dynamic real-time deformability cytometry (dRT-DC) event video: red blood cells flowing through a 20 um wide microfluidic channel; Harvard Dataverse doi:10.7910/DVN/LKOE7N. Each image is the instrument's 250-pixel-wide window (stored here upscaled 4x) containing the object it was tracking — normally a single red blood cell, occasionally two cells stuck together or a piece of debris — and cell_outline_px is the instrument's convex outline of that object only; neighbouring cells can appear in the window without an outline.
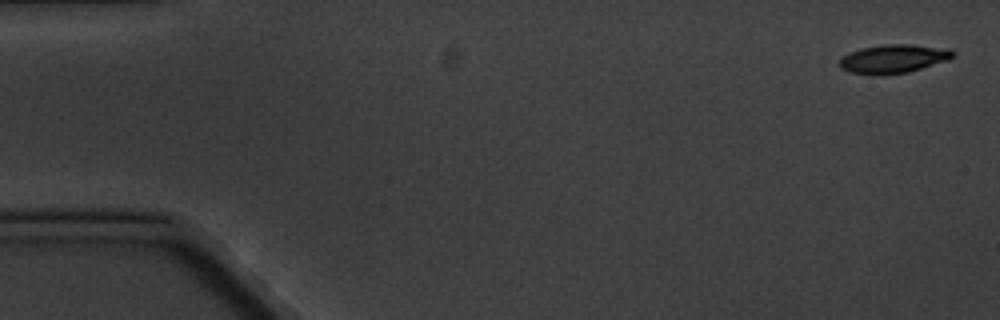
{"species": "common noctule bat (a hibernating species)", "species_latin": "Nyctalus noctula", "temperature_condition": "cold", "stored_images_in_passage": 5, "camera_frame_rate_fps": 3000, "um_per_image_px": 0.085, "animal": {"sex": "male", "body_mass_g": 20.1, "forearm_length_mm": 53.5}, "frame": {"image": 1, "passage_image": 1, "time_ms": 0.0, "image_size_px": [1000, 320], "cell_outline_px": [[956, 52], [948, 60], [908, 72], [848, 72], [840, 68], [840, 60], [844, 56], [852, 52], [864, 48], [888, 44], [908, 44], [948, 48]], "centroid_in_image_um": [76.02, 4.95], "position_along_channel_um": 9.0, "area_um2": 17.92}}
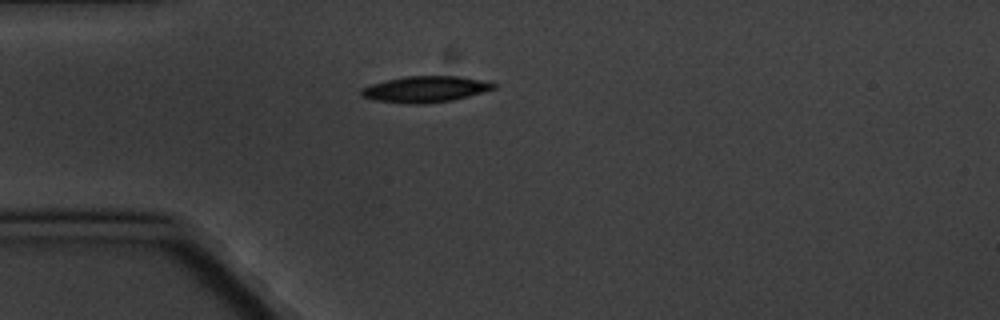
{"frame": {"image": 2, "passage_image": 5, "time_ms": 4.667, "image_size_px": [1000, 320], "cell_outline_px": [[496, 88], [468, 96], [452, 100], [424, 104], [408, 104], [376, 100], [360, 96], [360, 88], [384, 80], [404, 76], [460, 76], [480, 80], [496, 84]], "centroid_in_image_um": [36.1, 7.58], "position_along_channel_um": 48.9, "area_um2": 20.17}}